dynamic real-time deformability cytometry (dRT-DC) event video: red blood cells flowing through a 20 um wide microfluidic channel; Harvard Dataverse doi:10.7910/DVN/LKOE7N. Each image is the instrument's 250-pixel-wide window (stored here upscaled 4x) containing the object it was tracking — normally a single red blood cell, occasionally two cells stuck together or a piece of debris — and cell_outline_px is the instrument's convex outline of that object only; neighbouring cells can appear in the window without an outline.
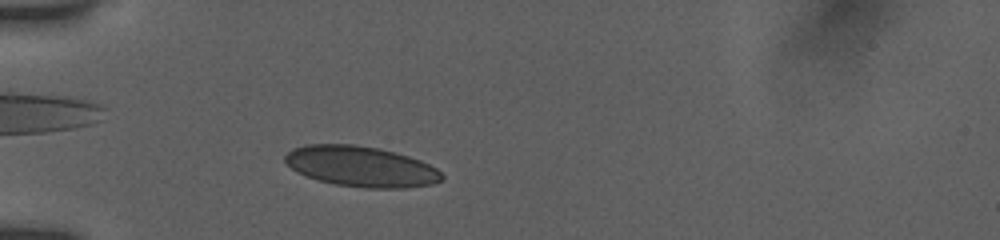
{"species": "human", "species_latin": "Homo sapiens", "temperature_condition": "room temperature", "stored_images_in_passage": 40, "camera_frame_rate_fps": 3000, "um_per_image_px": 0.085, "donor": {"sex": "female"}, "frame": {"image": 1, "passage_image": 3, "time_ms": 0.667, "image_size_px": [1000, 240], "cell_outline_px": [[444, 180], [432, 184], [404, 188], [364, 188], [336, 184], [320, 180], [296, 172], [284, 160], [284, 156], [292, 148], [308, 144], [352, 144], [380, 148], [408, 156], [420, 160], [436, 168], [444, 176]], "centroid_in_image_um": [30.7, 14.15], "position_along_channel_um": 54.3, "area_um2": 36.99}}
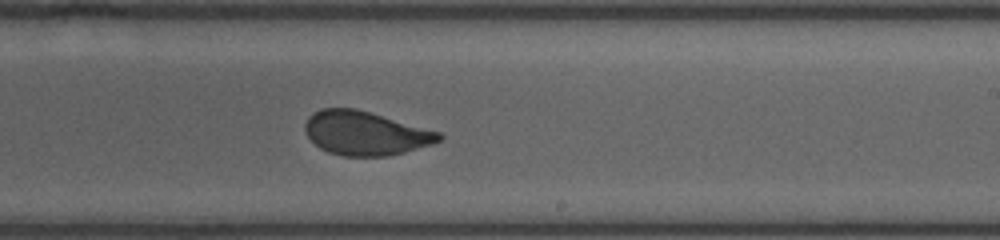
{"frame": {"image": 2, "passage_image": 20, "time_ms": 6.333, "image_size_px": [1000, 240], "cell_outline_px": [[444, 140], [432, 144], [404, 152], [388, 156], [344, 156], [328, 152], [320, 148], [308, 136], [304, 128], [304, 124], [308, 116], [312, 112], [320, 108], [356, 108], [440, 132], [444, 136]], "centroid_in_image_um": [31.05, 11.32], "position_along_channel_um": 257.9, "area_um2": 34.33}}
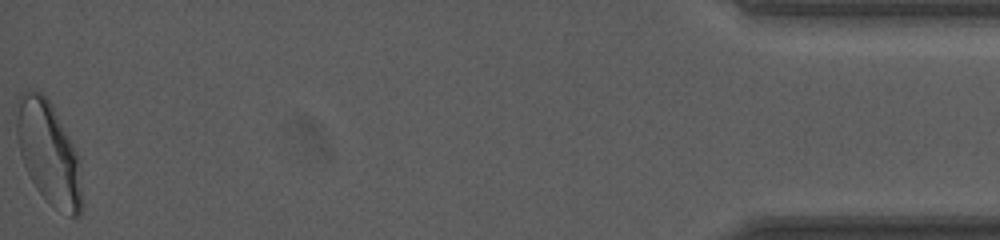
{"frame": {"image": 3, "passage_image": 40, "time_ms": 13.0, "image_size_px": [1000, 240], "cell_outline_px": [[80, 216], [72, 216], [52, 204], [36, 188], [20, 156], [16, 132], [16, 120], [20, 92], [28, 88], [40, 92], [52, 104], [80, 160]], "centroid_in_image_um": [4.09, 12.92], "position_along_channel_um": 431.1, "area_um2": 38.26}, "authors_computed_cell_mechanics": {"area_um2": 35.5759, "velocity_mm_per_s": 3.8852, "shape_relaxation_time_tau1_ms": 6.4342, "shape_relaxation_time_tau2_ms": null, "deformation_change_tau1": 0.151, "deformation_change_tau2": null}}